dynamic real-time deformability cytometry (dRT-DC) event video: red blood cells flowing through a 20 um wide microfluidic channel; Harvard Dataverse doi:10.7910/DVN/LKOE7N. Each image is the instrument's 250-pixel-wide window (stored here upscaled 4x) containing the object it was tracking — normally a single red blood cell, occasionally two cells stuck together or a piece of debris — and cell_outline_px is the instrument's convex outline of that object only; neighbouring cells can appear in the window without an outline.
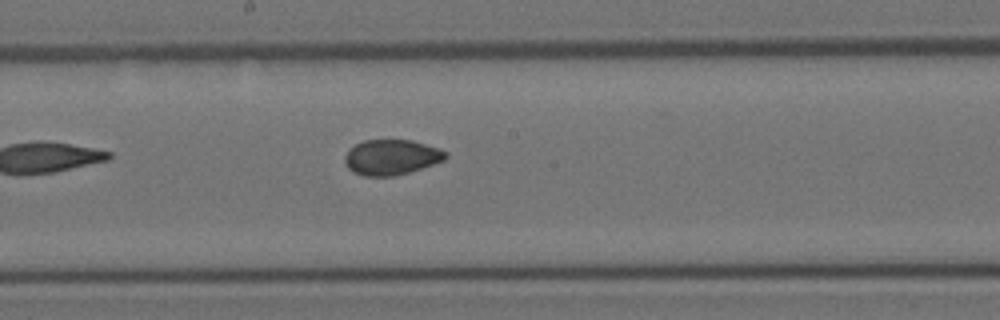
{"species": "Egyptian fruit bat (a non-hibernating species)", "species_latin": "Rousettus aegyptiacus", "temperature_condition": "room temperature", "stored_images_in_passage": 10, "camera_frame_rate_fps": 3000, "um_per_image_px": 0.085, "animal": {"sex": "female"}, "frame": {"image": 1, "passage_image": 10, "time_ms": 3.0, "image_size_px": [1000, 320], "cell_outline_px": [[448, 156], [444, 160], [408, 172], [392, 176], [364, 176], [352, 172], [344, 164], [344, 156], [356, 144], [364, 140], [412, 140], [440, 148], [448, 152]], "centroid_in_image_um": [33.26, 13.36], "position_along_channel_um": 214.9, "area_um2": 20.69}}